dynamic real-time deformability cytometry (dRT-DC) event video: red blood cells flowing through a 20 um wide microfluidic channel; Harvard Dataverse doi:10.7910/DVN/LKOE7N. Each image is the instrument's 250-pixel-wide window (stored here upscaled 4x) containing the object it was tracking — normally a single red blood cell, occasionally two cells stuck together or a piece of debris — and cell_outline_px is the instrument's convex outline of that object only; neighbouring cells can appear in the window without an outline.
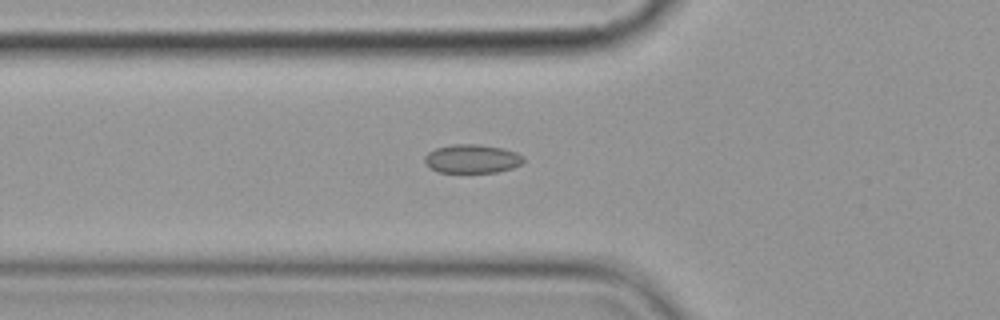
{"species": "common noctule bat (a hibernating species)", "species_latin": "Nyctalus noctula", "temperature_condition": "cold", "stored_images_in_passage": 3, "camera_frame_rate_fps": 3000, "um_per_image_px": 0.085, "animal": {"sex": "female", "body_mass_g": 19.9}, "frame": {"image": 1, "passage_image": 3, "time_ms": 2.333, "image_size_px": [1000, 320], "cell_outline_px": [[524, 160], [520, 164], [512, 168], [496, 172], [440, 172], [432, 168], [424, 160], [424, 156], [428, 152], [436, 148], [452, 144], [480, 144], [500, 148], [516, 152], [524, 156]], "centroid_in_image_um": [40.13, 13.48], "position_along_channel_um": 85.7, "area_um2": 16.36}}